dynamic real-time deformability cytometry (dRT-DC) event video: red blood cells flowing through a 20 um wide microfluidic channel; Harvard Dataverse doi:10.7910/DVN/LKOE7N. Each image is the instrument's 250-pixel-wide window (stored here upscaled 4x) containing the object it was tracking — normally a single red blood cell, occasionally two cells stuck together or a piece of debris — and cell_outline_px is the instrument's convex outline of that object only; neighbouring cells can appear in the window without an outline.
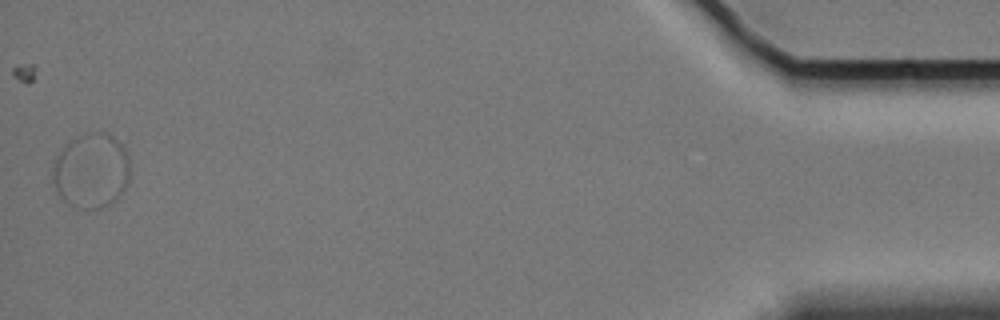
{"species": "Egyptian fruit bat (a non-hibernating species)", "species_latin": "Rousettus aegyptiacus", "temperature_condition": "cold", "stored_images_in_passage": 45, "segment_of_instrument_passage": [2, 2], "camera_frame_rate_fps": 3000, "um_per_image_px": 0.085, "animal": {"sex": "female"}, "frame": {"image": 1, "passage_image": 45, "time_ms": 14.667, "image_size_px": [1000, 320], "cell_outline_px": [[128, 180], [124, 188], [116, 200], [112, 204], [100, 208], [84, 208], [68, 204], [56, 192], [52, 180], [52, 164], [56, 156], [64, 144], [76, 136], [88, 132], [108, 132], [124, 144], [128, 156]], "centroid_in_image_um": [7.73, 14.47], "position_along_channel_um": 427.5, "area_um2": 34.22}}